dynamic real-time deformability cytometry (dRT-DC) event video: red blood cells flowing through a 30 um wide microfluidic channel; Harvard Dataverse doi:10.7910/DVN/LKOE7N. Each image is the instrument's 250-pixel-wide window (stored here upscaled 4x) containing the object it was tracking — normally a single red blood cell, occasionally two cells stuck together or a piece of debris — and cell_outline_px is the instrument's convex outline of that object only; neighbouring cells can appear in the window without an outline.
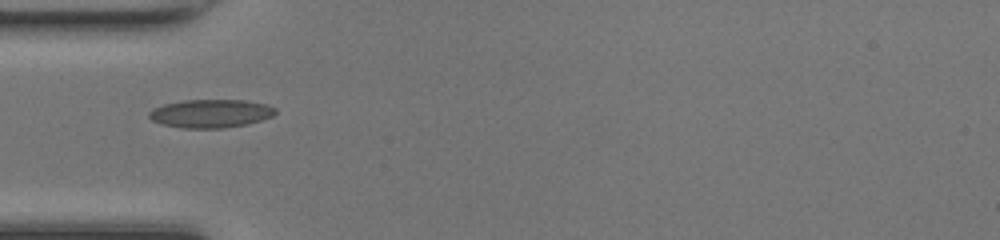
{"species": "common noctule bat (a hibernating species)", "species_latin": "Nyctalus noctula", "temperature_condition": "room temperature", "stored_images_in_passage": 34, "camera_frame_rate_fps": 3000, "um_per_image_px": 0.085, "animal": {"sex": "female", "body_mass_g": 17.0, "forearm_length_mm": 48.0}, "frame": {"image": 1, "passage_image": 1, "time_ms": 0.0, "image_size_px": [1000, 240], "cell_outline_px": [[276, 112], [272, 116], [248, 124], [224, 128], [184, 128], [160, 124], [152, 120], [148, 116], [148, 112], [152, 108], [164, 104], [184, 100], [244, 100], [268, 104], [276, 108]], "centroid_in_image_um": [17.9, 9.64], "position_along_channel_um": 67.1, "area_um2": 20.98}}
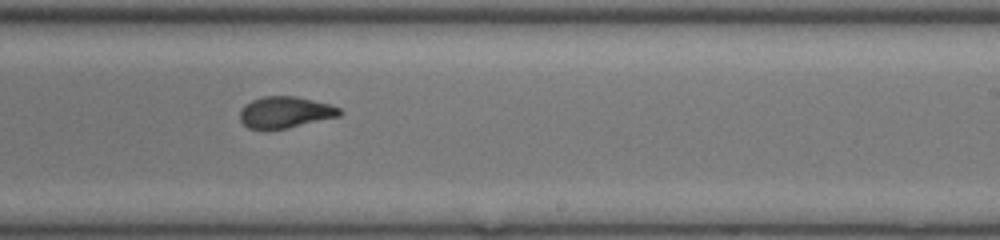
{"frame": {"image": 2, "passage_image": 15, "time_ms": 4.667, "image_size_px": [1000, 240], "cell_outline_px": [[344, 112], [340, 116], [288, 128], [248, 128], [240, 120], [240, 112], [244, 104], [252, 100], [264, 96], [296, 96], [328, 104], [340, 108]], "centroid_in_image_um": [24.26, 9.53], "position_along_channel_um": 264.7, "area_um2": 18.09}}
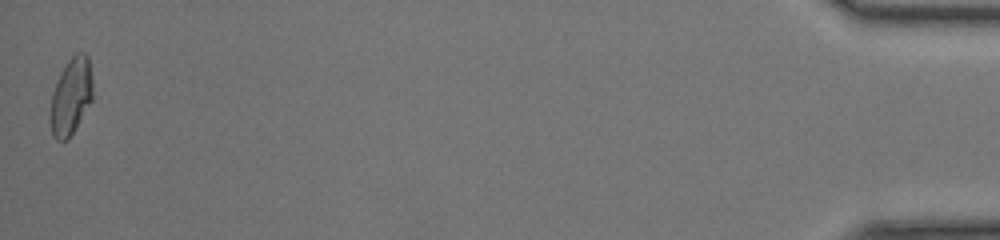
{"frame": {"image": 3, "passage_image": 34, "time_ms": 11.0, "image_size_px": [1000, 240], "cell_outline_px": [[92, 100], [68, 140], [56, 140], [52, 136], [52, 92], [56, 80], [60, 72], [68, 60], [76, 52], [84, 52], [88, 56], [92, 80]], "centroid_in_image_um": [6.05, 8.15], "position_along_channel_um": 429.1, "area_um2": 18.67}, "authors_computed_cell_mechanics": {"area_um2": 18.6694, "velocity_mm_per_s": 4.2271, "shape_relaxation_time_tau1_ms": 8.5812, "shape_relaxation_time_tau2_ms": 0.6164, "deformation_change_tau1": 0.2703, "deformation_change_tau2": 0.0659}}